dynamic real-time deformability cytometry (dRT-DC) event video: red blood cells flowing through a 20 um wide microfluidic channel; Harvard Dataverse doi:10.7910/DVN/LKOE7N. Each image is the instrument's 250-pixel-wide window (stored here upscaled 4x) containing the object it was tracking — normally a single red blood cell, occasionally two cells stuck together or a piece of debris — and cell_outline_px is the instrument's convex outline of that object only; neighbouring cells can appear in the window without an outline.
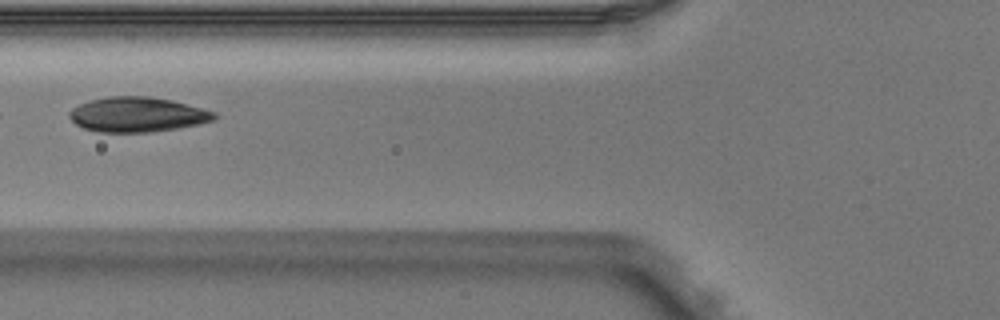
{"species": "Egyptian fruit bat (a non-hibernating species)", "species_latin": "Rousettus aegyptiacus", "temperature_condition": "warm", "stored_images_in_passage": 6, "camera_frame_rate_fps": 3000, "um_per_image_px": 0.085, "animal": {"sex": "male"}, "frame": {"image": 1, "passage_image": 6, "time_ms": 1.667, "image_size_px": [1000, 320], "cell_outline_px": [[220, 116], [216, 120], [200, 124], [152, 132], [96, 132], [84, 128], [76, 124], [68, 116], [68, 112], [72, 108], [80, 104], [92, 100], [108, 96], [148, 96], [172, 100], [204, 108], [216, 112]], "centroid_in_image_um": [11.73, 9.73], "position_along_channel_um": 114.1, "area_um2": 29.71}}